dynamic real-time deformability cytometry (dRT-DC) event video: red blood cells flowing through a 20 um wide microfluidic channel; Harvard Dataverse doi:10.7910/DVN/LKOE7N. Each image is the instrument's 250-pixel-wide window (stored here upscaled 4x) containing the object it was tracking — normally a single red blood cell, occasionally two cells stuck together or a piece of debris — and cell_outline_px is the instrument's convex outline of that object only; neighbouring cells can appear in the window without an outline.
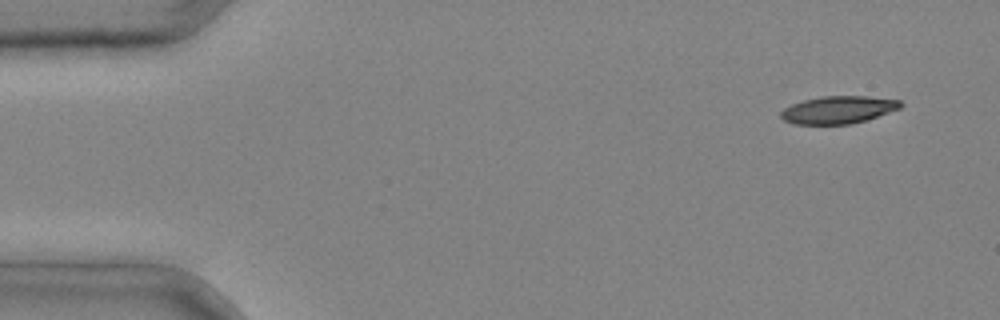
{"species": "common noctule bat (a hibernating species)", "species_latin": "Nyctalus noctula", "temperature_condition": "cold", "stored_images_in_passage": 5, "camera_frame_rate_fps": 3000, "um_per_image_px": 0.085, "animal": {"sex": "male", "body_mass_g": 20.4}, "frame": {"image": 1, "passage_image": 1, "time_ms": 0.0, "image_size_px": [1000, 320], "cell_outline_px": [[904, 104], [900, 108], [868, 120], [852, 124], [796, 124], [784, 120], [780, 116], [780, 112], [784, 108], [792, 104], [804, 100], [824, 96], [868, 96], [900, 100]], "centroid_in_image_um": [71.28, 9.33], "position_along_channel_um": 13.7, "area_um2": 19.25}}
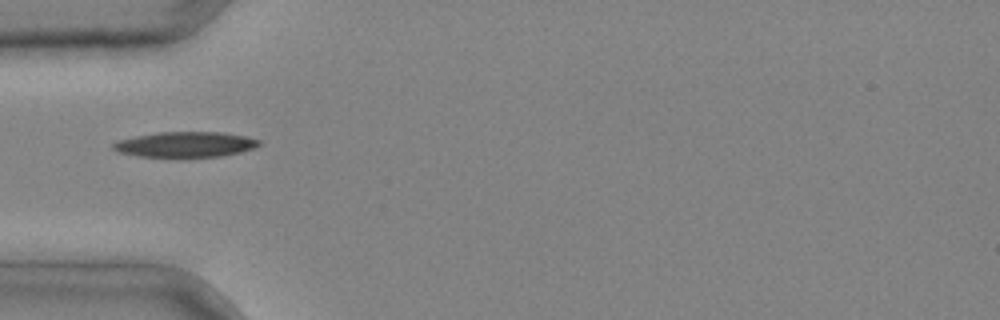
{"frame": {"image": 2, "passage_image": 4, "time_ms": 1.0, "image_size_px": [1000, 320], "cell_outline_px": [[260, 144], [252, 148], [240, 152], [220, 156], [136, 156], [116, 152], [112, 148], [112, 144], [116, 140], [136, 136], [160, 132], [220, 132], [244, 136], [260, 140]], "centroid_in_image_um": [15.69, 12.27], "position_along_channel_um": 69.3, "area_um2": 21.27}}